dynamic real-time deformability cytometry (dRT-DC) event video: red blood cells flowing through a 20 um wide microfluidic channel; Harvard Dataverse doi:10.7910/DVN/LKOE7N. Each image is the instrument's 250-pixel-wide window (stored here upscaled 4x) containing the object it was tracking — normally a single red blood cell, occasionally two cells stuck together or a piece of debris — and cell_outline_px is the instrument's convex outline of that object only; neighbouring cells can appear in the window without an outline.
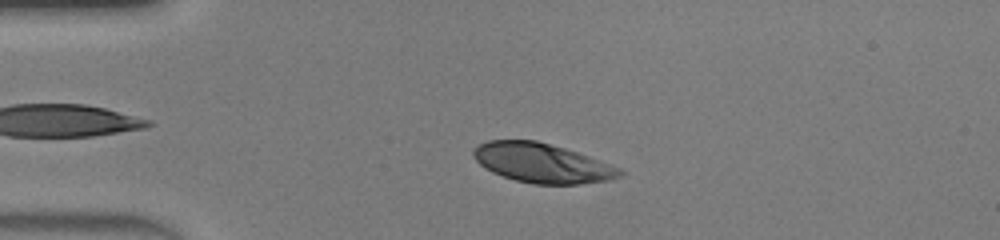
{"species": "human", "species_latin": "Homo sapiens", "temperature_condition": "warm", "stored_images_in_passage": 45, "camera_frame_rate_fps": 3000, "um_per_image_px": 0.085, "donor": {"sex": "male"}, "frame": {"image": 1, "passage_image": 8, "time_ms": 2.333, "image_size_px": [1000, 240], "cell_outline_px": [[628, 172], [620, 176], [608, 180], [580, 184], [532, 184], [516, 180], [492, 172], [484, 168], [472, 156], [472, 152], [480, 144], [488, 140], [536, 140], [564, 148], [588, 156], [620, 168]], "centroid_in_image_um": [46.08, 13.86], "position_along_channel_um": 38.9, "area_um2": 33.47}}
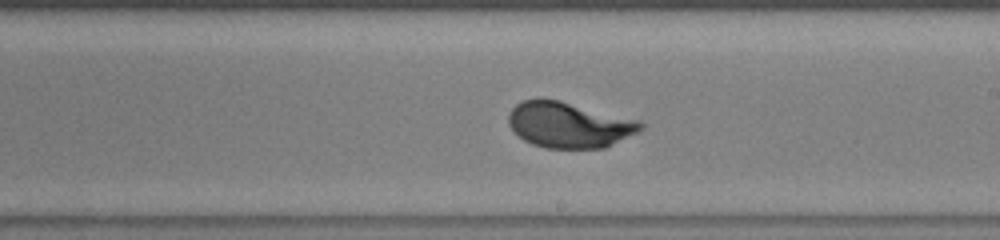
{"frame": {"image": 2, "passage_image": 25, "time_ms": 8.0, "image_size_px": [1000, 240], "cell_outline_px": [[644, 128], [604, 148], [544, 148], [532, 144], [524, 140], [508, 124], [508, 112], [516, 104], [524, 100], [536, 96], [540, 96], [560, 100], [640, 120], [644, 124]], "centroid_in_image_um": [48.33, 10.58], "position_along_channel_um": 240.7, "area_um2": 35.49}}
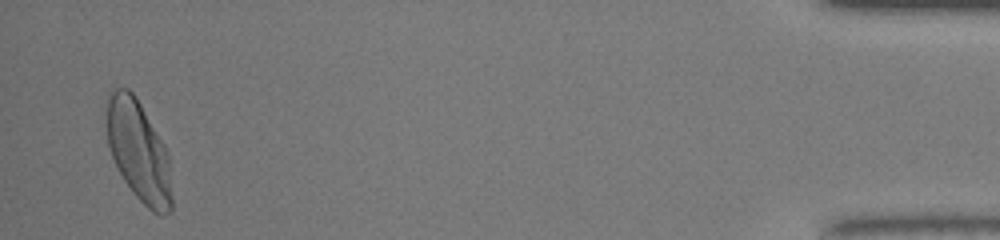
{"frame": {"image": 3, "passage_image": 44, "time_ms": 14.333, "image_size_px": [1000, 240], "cell_outline_px": [[172, 212], [164, 216], [160, 216], [152, 212], [132, 192], [124, 180], [112, 156], [108, 144], [104, 124], [108, 92], [112, 88], [128, 88], [136, 96], [164, 144], [168, 152], [172, 196]], "centroid_in_image_um": [11.77, 12.83], "position_along_channel_um": 423.4, "area_um2": 38.9}, "authors_computed_cell_mechanics": {"area_um2": 35.4314, "velocity_mm_per_s": 4.2023, "shape_relaxation_time_tau1_ms": 2.4182, "shape_relaxation_time_tau2_ms": null, "deformation_change_tau1": 0.17, "deformation_change_tau2": null}}